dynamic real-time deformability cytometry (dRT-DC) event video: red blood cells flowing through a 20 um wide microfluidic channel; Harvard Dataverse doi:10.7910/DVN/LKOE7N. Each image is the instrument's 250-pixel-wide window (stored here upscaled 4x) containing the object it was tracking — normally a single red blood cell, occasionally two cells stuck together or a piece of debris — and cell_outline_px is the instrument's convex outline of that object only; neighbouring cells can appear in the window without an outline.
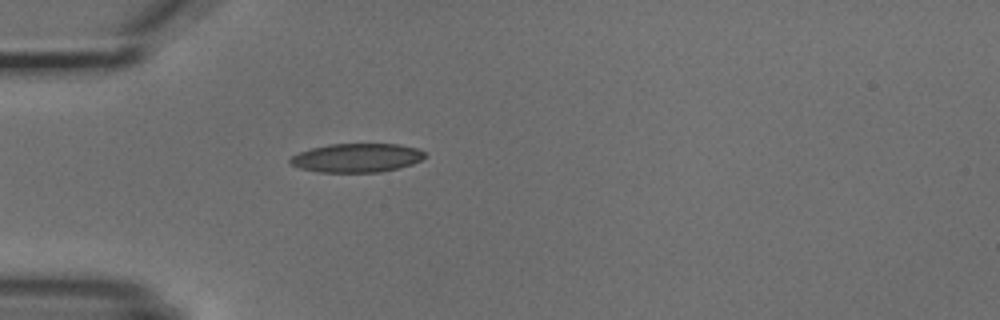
{"species": "common noctule bat (a hibernating species)", "species_latin": "Nyctalus noctula", "temperature_condition": "cold", "stored_images_in_passage": 5, "camera_frame_rate_fps": 3000, "um_per_image_px": 0.085, "animal": {"sex": "male", "body_mass_g": 18.8}, "frame": {"image": 1, "passage_image": 5, "time_ms": 4.667, "image_size_px": [1000, 320], "cell_outline_px": [[428, 156], [412, 164], [400, 168], [380, 172], [320, 172], [300, 168], [292, 164], [288, 160], [292, 156], [300, 152], [312, 148], [328, 144], [396, 144], [416, 148], [424, 152]], "centroid_in_image_um": [30.35, 13.42], "position_along_channel_um": 54.7, "area_um2": 22.54}}